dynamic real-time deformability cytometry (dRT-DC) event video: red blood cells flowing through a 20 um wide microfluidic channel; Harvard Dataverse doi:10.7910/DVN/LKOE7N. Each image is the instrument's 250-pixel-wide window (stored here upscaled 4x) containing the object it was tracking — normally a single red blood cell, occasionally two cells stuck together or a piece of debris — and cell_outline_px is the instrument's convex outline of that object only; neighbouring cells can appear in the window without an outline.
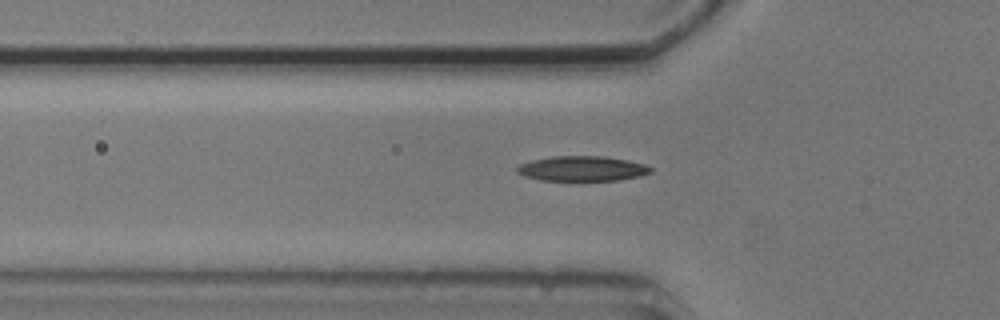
{"species": "common noctule bat (a hibernating species)", "species_latin": "Nyctalus noctula", "temperature_condition": "cold", "stored_images_in_passage": 6, "camera_frame_rate_fps": 3000, "um_per_image_px": 0.085, "animal": {"sex": "male", "body_mass_g": 20.5, "forearm_length_mm": 52.5}, "frame": {"image": 1, "passage_image": 6, "time_ms": 6.333, "image_size_px": [1000, 320], "cell_outline_px": [[652, 172], [640, 176], [620, 180], [540, 180], [524, 176], [516, 172], [516, 168], [520, 164], [532, 160], [552, 156], [604, 156], [628, 160], [644, 164], [652, 168]], "centroid_in_image_um": [49.49, 14.33], "position_along_channel_um": 76.3, "area_um2": 19.48}}